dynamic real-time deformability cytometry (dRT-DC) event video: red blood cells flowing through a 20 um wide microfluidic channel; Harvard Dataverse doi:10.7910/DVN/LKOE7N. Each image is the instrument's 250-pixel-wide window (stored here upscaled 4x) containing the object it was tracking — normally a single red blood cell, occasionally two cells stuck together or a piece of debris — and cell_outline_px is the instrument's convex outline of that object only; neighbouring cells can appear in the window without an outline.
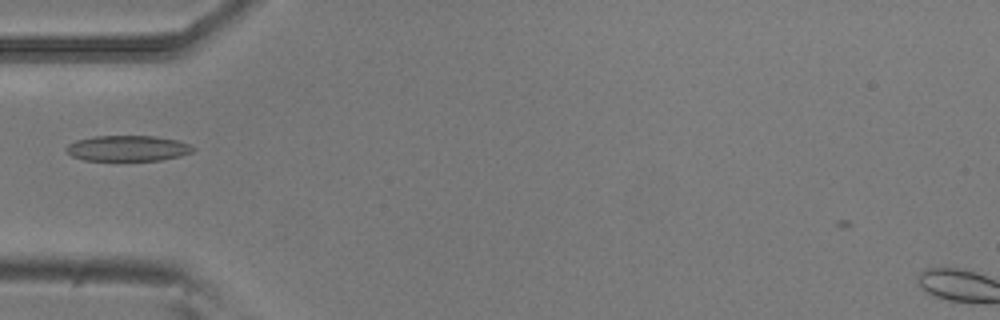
{"species": "common noctule bat (a hibernating species)", "species_latin": "Nyctalus noctula", "temperature_condition": "room temperature", "stored_images_in_passage": 37, "camera_frame_rate_fps": 3000, "um_per_image_px": 0.085, "animal": {"sex": "male", "body_mass_g": 20.5, "forearm_length_mm": 52.5}, "frame": {"image": 1, "passage_image": 2, "time_ms": 0.333, "image_size_px": [1000, 320], "cell_outline_px": [[196, 148], [192, 152], [180, 156], [160, 160], [84, 160], [72, 156], [64, 148], [68, 144], [76, 140], [92, 136], [156, 136], [176, 140], [188, 144]], "centroid_in_image_um": [10.84, 12.6], "position_along_channel_um": 74.2, "area_um2": 18.9}}
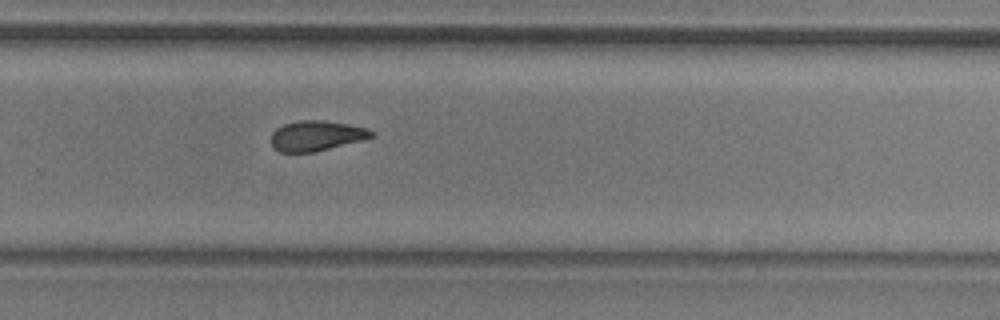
{"frame": {"image": 2, "passage_image": 20, "time_ms": 6.333, "image_size_px": [1000, 320], "cell_outline_px": [[376, 136], [312, 152], [280, 152], [272, 148], [272, 132], [276, 128], [284, 124], [300, 120], [324, 120], [348, 124], [368, 128], [376, 132]], "centroid_in_image_um": [26.89, 11.52], "position_along_channel_um": 302.9, "area_um2": 17.57}}
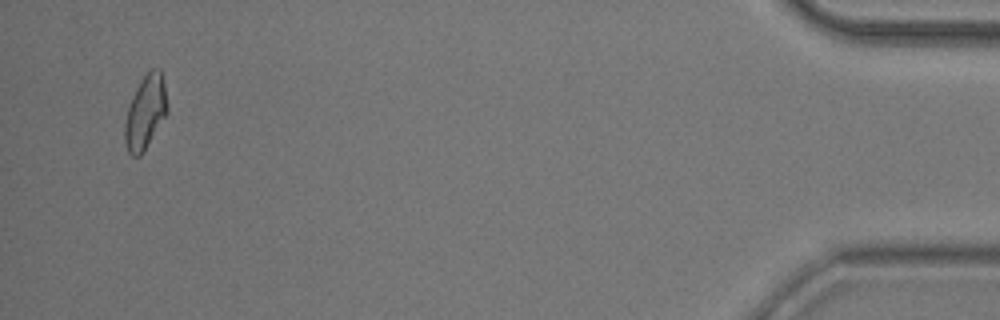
{"frame": {"image": 3, "passage_image": 36, "time_ms": 11.667, "image_size_px": [1000, 320], "cell_outline_px": [[168, 112], [140, 156], [132, 156], [128, 152], [124, 140], [124, 124], [128, 108], [136, 88], [140, 80], [152, 68], [160, 68], [164, 84], [168, 108]], "centroid_in_image_um": [12.35, 9.53], "position_along_channel_um": 422.8, "area_um2": 18.03}}